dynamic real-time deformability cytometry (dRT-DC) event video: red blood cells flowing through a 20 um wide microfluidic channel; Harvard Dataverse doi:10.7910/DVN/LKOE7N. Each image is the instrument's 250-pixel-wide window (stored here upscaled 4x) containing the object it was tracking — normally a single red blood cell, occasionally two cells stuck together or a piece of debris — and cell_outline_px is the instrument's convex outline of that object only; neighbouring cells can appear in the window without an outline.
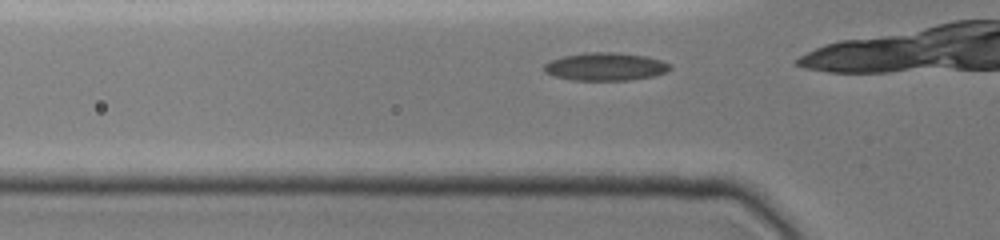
{"species": "common noctule bat (a hibernating species)", "species_latin": "Nyctalus noctula", "temperature_condition": "cold", "stored_images_in_passage": 5, "camera_frame_rate_fps": 3000, "um_per_image_px": 0.085, "animal": {"sex": "female", "body_mass_g": 19.0, "forearm_length_mm": 51.5}, "frame": {"image": 1, "passage_image": 2, "time_ms": 0.333, "image_size_px": [1000, 240], "cell_outline_px": [[672, 68], [668, 72], [652, 76], [628, 80], [572, 80], [552, 76], [544, 72], [544, 64], [552, 60], [564, 56], [584, 52], [612, 52], [644, 56], [660, 60], [672, 64]], "centroid_in_image_um": [51.46, 5.67], "position_along_channel_um": 74.3, "area_um2": 20.52}}
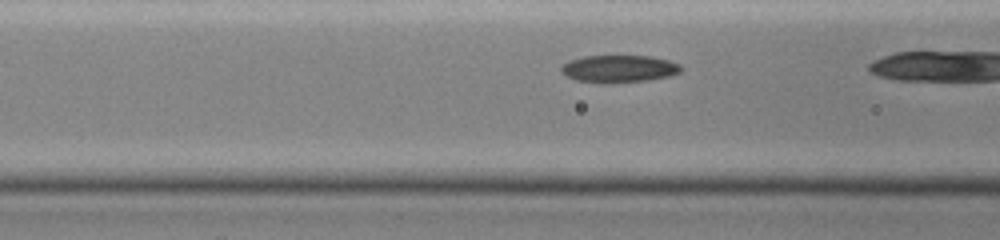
{"frame": {"image": 2, "passage_image": 4, "time_ms": 1.333, "image_size_px": [1000, 240], "cell_outline_px": [[684, 68], [680, 72], [668, 76], [648, 80], [608, 84], [600, 84], [576, 80], [560, 72], [560, 68], [568, 60], [584, 56], [652, 56], [668, 60], [680, 64]], "centroid_in_image_um": [52.6, 5.85], "position_along_channel_um": 114.0, "area_um2": 19.36}}